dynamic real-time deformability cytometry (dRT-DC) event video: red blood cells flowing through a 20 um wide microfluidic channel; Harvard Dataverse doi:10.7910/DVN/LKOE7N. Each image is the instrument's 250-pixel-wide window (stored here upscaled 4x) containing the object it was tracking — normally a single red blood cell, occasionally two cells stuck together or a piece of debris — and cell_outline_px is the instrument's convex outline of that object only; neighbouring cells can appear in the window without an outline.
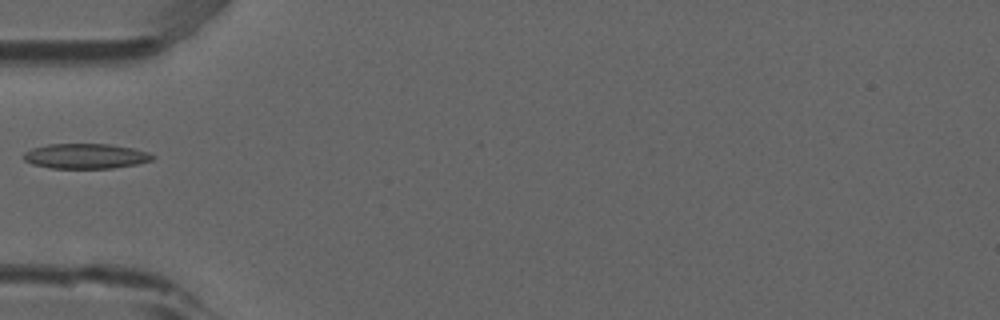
{"species": "common noctule bat (a hibernating species)", "species_latin": "Nyctalus noctula", "temperature_condition": "room temperature", "stored_images_in_passage": 3, "camera_frame_rate_fps": 3000, "um_per_image_px": 0.085, "animal": {"sex": "male", "forearm_length_mm": 52.5}, "frame": {"image": 1, "passage_image": 3, "time_ms": 0.667, "image_size_px": [1000, 320], "cell_outline_px": [[156, 156], [152, 160], [136, 164], [112, 168], [52, 168], [32, 164], [24, 160], [24, 152], [32, 148], [48, 144], [108, 144], [132, 148], [148, 152]], "centroid_in_image_um": [7.28, 13.27], "position_along_channel_um": 77.7, "area_um2": 18.73}}